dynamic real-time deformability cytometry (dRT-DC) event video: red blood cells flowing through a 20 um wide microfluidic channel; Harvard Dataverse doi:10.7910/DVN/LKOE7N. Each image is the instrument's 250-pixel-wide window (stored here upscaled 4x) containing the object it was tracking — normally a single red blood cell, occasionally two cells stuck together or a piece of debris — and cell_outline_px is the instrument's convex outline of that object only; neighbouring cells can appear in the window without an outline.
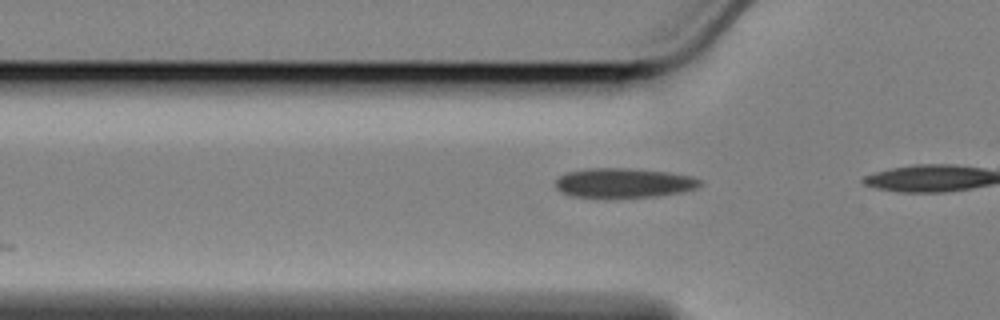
{"species": "Egyptian fruit bat (a non-hibernating species)", "species_latin": "Rousettus aegyptiacus", "temperature_condition": "cold", "stored_images_in_passage": 8, "camera_frame_rate_fps": 3000, "um_per_image_px": 0.085, "animal": {"sex": "female"}, "frame": {"image": 1, "passage_image": 6, "time_ms": 1.667, "image_size_px": [1000, 320], "cell_outline_px": [[700, 184], [696, 188], [680, 192], [656, 196], [608, 200], [604, 200], [568, 196], [560, 192], [556, 188], [556, 180], [560, 176], [568, 172], [588, 168], [628, 168], [668, 172], [692, 176], [700, 180]], "centroid_in_image_um": [52.94, 15.59], "position_along_channel_um": 72.9, "area_um2": 25.72}}